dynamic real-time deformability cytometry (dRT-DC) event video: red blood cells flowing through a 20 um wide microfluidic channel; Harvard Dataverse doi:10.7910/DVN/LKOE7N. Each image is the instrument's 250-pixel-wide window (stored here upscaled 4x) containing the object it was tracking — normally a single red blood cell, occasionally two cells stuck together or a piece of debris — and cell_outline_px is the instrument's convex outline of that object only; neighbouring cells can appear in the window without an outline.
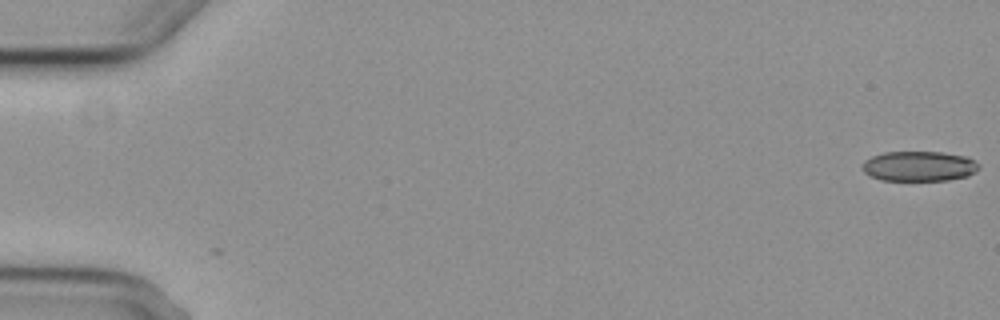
{"species": "common noctule bat (a hibernating species)", "species_latin": "Nyctalus noctula", "temperature_condition": "cold", "stored_images_in_passage": 4, "camera_frame_rate_fps": 3000, "um_per_image_px": 0.085, "animal": {"sex": "female", "body_mass_g": 29.2, "forearm_length_mm": 56.3}, "frame": {"image": 1, "passage_image": 1, "time_ms": 0.0, "image_size_px": [1000, 320], "cell_outline_px": [[980, 168], [976, 172], [968, 176], [948, 180], [880, 180], [868, 176], [860, 168], [864, 160], [872, 156], [884, 152], [944, 152], [968, 156], [980, 164]], "centroid_in_image_um": [78.12, 14.12], "position_along_channel_um": 6.9, "area_um2": 20.81}}